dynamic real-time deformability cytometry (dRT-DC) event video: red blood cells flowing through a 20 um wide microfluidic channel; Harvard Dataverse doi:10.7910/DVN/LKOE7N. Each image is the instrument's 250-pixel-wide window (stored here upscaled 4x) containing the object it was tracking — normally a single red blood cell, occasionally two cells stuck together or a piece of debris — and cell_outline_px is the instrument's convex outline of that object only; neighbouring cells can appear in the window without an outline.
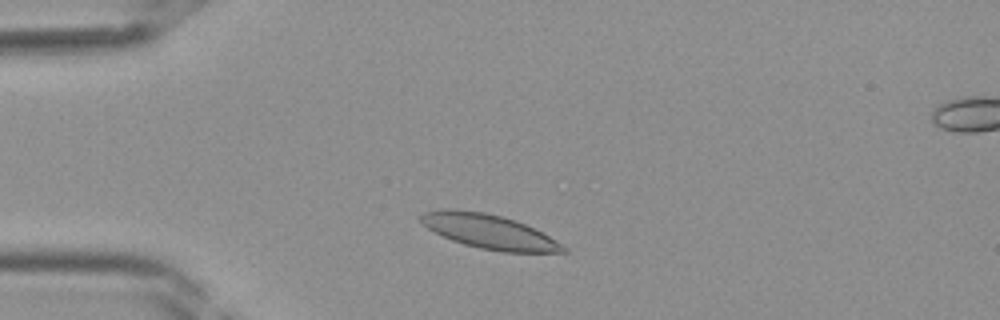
{"species": "Egyptian fruit bat (a non-hibernating species)", "species_latin": "Rousettus aegyptiacus", "temperature_condition": "room temperature", "stored_images_in_passage": 33, "segment_of_instrument_passage": [1, 2], "camera_frame_rate_fps": 3000, "um_per_image_px": 0.085, "frame": {"image": 1, "passage_image": 1, "time_ms": 0.0, "image_size_px": [1000, 320], "cell_outline_px": [[568, 252], [500, 252], [480, 248], [464, 244], [452, 240], [420, 224], [416, 216], [424, 212], [444, 208], [452, 208], [484, 212], [500, 216], [524, 224], [548, 236], [568, 248]], "centroid_in_image_um": [41.49, 19.67], "position_along_channel_um": 43.5, "area_um2": 28.32}}
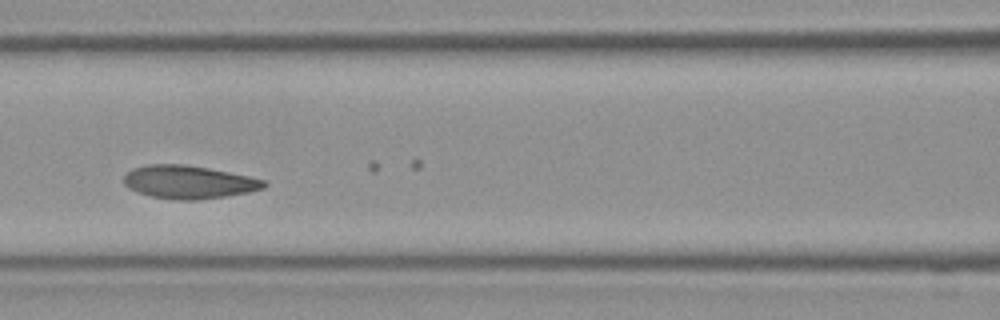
{"frame": {"image": 2, "passage_image": 9, "time_ms": 2.667, "image_size_px": [1000, 320], "cell_outline_px": [[268, 184], [264, 188], [248, 192], [200, 200], [176, 200], [152, 196], [136, 192], [128, 188], [124, 184], [124, 176], [132, 168], [148, 164], [184, 164], [208, 168], [248, 176], [264, 180]], "centroid_in_image_um": [16.01, 15.47], "position_along_channel_um": 150.6, "area_um2": 26.99}}
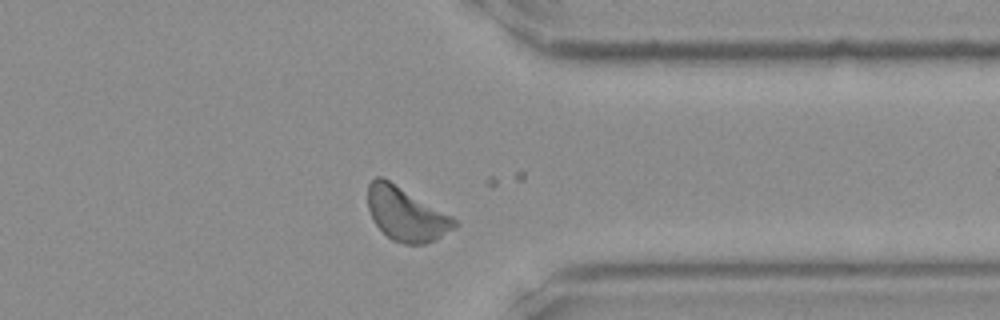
{"frame": {"image": 3, "passage_image": 23, "time_ms": 7.333, "image_size_px": [1000, 320], "cell_outline_px": [[460, 224], [456, 228], [436, 240], [424, 244], [404, 244], [392, 240], [376, 224], [368, 208], [368, 184], [376, 176], [380, 176], [388, 180], [452, 216]], "centroid_in_image_um": [34.55, 18.22], "position_along_channel_um": 376.9, "area_um2": 26.82}}